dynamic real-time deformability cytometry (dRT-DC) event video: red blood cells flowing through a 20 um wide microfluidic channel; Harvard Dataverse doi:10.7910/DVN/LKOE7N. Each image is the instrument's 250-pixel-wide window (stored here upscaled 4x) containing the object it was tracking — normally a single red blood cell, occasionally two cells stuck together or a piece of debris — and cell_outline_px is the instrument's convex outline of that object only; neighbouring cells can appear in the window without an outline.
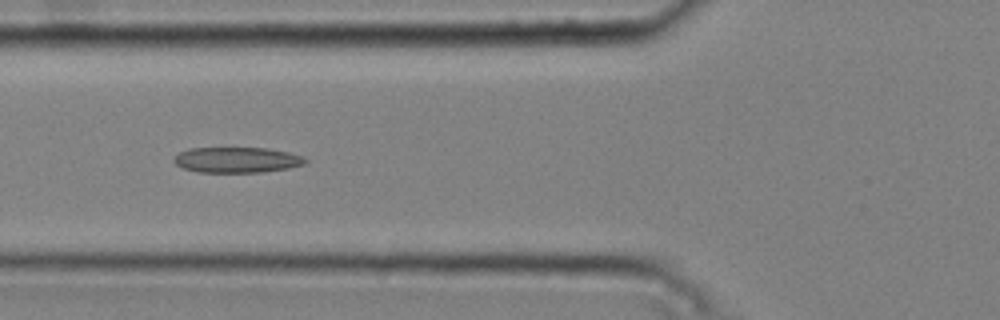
{"species": "common noctule bat (a hibernating species)", "species_latin": "Nyctalus noctula", "temperature_condition": "cold", "stored_images_in_passage": 49, "camera_frame_rate_fps": 3000, "um_per_image_px": 0.085, "animal": {"sex": "male", "body_mass_g": 20.4}, "frame": {"image": 1, "passage_image": 18, "time_ms": 5.667, "image_size_px": [1000, 320], "cell_outline_px": [[308, 160], [304, 164], [288, 168], [264, 172], [196, 172], [184, 168], [176, 164], [172, 160], [180, 152], [188, 148], [268, 148], [288, 152], [304, 156]], "centroid_in_image_um": [20.15, 13.59], "position_along_channel_um": 105.6, "area_um2": 19.59}}
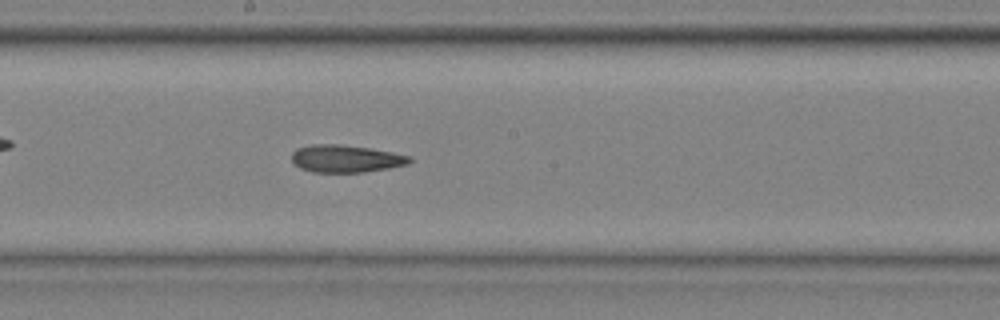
{"frame": {"image": 2, "passage_image": 27, "time_ms": 8.667, "image_size_px": [1000, 320], "cell_outline_px": [[412, 160], [408, 164], [388, 168], [364, 172], [312, 172], [300, 168], [292, 160], [292, 152], [296, 148], [312, 144], [340, 144], [372, 148], [412, 156]], "centroid_in_image_um": [29.4, 13.47], "position_along_channel_um": 218.8, "area_um2": 18.96}}
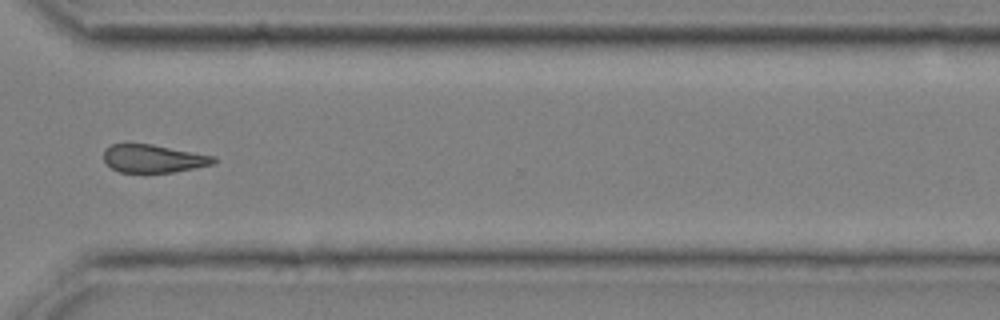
{"frame": {"image": 3, "passage_image": 38, "time_ms": 12.333, "image_size_px": [1000, 320], "cell_outline_px": [[220, 160], [216, 164], [172, 172], [144, 176], [120, 172], [112, 168], [104, 160], [104, 148], [112, 144], [152, 144], [216, 156]], "centroid_in_image_um": [13.07, 13.52], "position_along_channel_um": 357.5, "area_um2": 18.79}, "authors_computed_cell_mechanics": {"area_um2": 19.074, "velocity_mm_per_s": 3.7671, "shape_relaxation_time_tau1_ms": 8.5395, "shape_relaxation_time_tau2_ms": 8.4868, "deformation_change_tau1": 0.1667, "deformation_change_tau2": 0.2147}}